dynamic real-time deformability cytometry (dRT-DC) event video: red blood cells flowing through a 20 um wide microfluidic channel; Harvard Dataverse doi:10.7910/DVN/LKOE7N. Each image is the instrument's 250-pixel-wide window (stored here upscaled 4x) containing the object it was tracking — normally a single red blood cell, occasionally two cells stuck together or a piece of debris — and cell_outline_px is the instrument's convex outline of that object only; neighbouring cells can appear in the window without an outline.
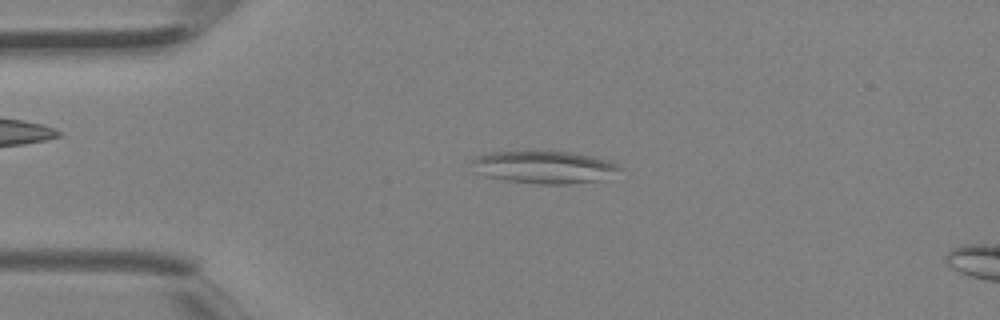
{"species": "Egyptian fruit bat (a non-hibernating species)", "species_latin": "Rousettus aegyptiacus", "temperature_condition": "room temperature", "stored_images_in_passage": 2, "camera_frame_rate_fps": 3000, "um_per_image_px": 0.085, "animal": {"sex": "female"}, "frame": {"image": 1, "passage_image": 1, "time_ms": 0.0, "image_size_px": [1000, 320], "cell_outline_px": [[624, 168], [596, 180], [572, 184], [540, 184], [504, 180], [484, 176], [476, 172], [472, 160], [476, 156], [488, 152], [528, 148], [572, 152], [592, 156], [608, 160]], "centroid_in_image_um": [46.16, 14.15], "position_along_channel_um": 38.8, "area_um2": 28.78}}